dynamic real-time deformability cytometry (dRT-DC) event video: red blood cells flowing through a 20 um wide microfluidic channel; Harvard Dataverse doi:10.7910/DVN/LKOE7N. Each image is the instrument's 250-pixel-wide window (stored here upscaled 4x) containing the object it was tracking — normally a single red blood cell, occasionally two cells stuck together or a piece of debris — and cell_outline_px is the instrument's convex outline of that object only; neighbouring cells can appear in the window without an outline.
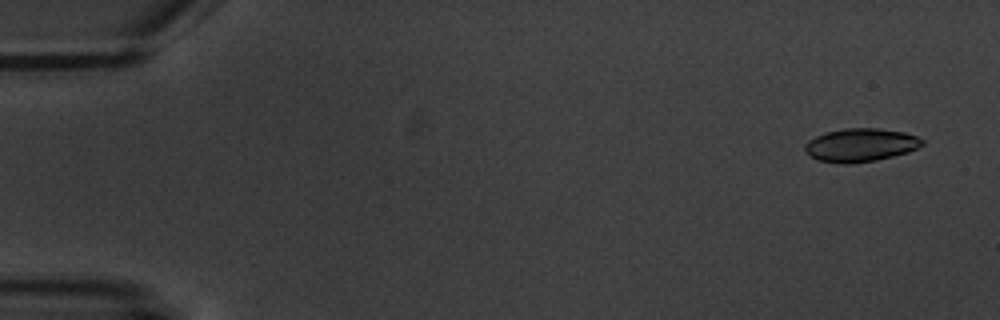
{"species": "common noctule bat (a hibernating species)", "species_latin": "Nyctalus noctula", "temperature_condition": "warm", "stored_images_in_passage": 4, "camera_frame_rate_fps": 3000, "um_per_image_px": 0.085, "animal": {"sex": "male", "body_mass_g": 20.1, "forearm_length_mm": 53.5}, "frame": {"image": 1, "passage_image": 1, "time_ms": 0.0, "image_size_px": [1000, 320], "cell_outline_px": [[924, 144], [908, 152], [876, 160], [852, 164], [840, 164], [816, 160], [804, 148], [804, 144], [808, 140], [824, 132], [844, 128], [880, 128], [904, 132], [916, 136], [924, 140]], "centroid_in_image_um": [73.13, 12.32], "position_along_channel_um": 11.9, "area_um2": 22.89}}
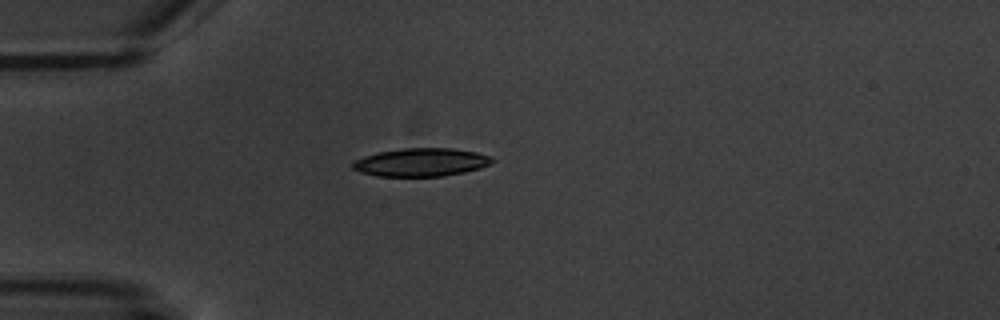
{"frame": {"image": 2, "passage_image": 4, "time_ms": 4.333, "image_size_px": [1000, 320], "cell_outline_px": [[496, 160], [480, 168], [464, 172], [444, 176], [376, 176], [360, 172], [352, 168], [352, 160], [376, 152], [404, 148], [452, 148], [476, 152], [492, 156]], "centroid_in_image_um": [35.77, 13.79], "position_along_channel_um": 49.2, "area_um2": 23.06}}